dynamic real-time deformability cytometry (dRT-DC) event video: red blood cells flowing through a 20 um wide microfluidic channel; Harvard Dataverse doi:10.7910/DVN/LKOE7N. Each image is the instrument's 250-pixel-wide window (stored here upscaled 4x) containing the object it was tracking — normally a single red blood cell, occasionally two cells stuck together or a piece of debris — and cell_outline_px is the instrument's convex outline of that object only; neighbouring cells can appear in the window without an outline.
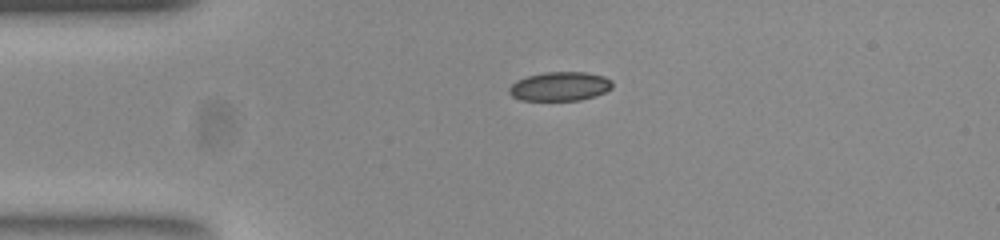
{"species": "common noctule bat (a hibernating species)", "species_latin": "Nyctalus noctula", "temperature_condition": "room temperature", "stored_images_in_passage": 42, "camera_frame_rate_fps": 3000, "um_per_image_px": 0.085, "animal": {"sex": "female", "body_mass_g": 23.0, "forearm_length_mm": 53.4}, "frame": {"image": 1, "passage_image": 1, "time_ms": 0.0, "image_size_px": [1000, 240], "cell_outline_px": [[612, 88], [596, 96], [580, 100], [520, 100], [512, 96], [508, 92], [508, 88], [516, 80], [528, 76], [544, 72], [584, 72], [604, 76], [612, 80]], "centroid_in_image_um": [47.59, 7.34], "position_along_channel_um": 37.4, "area_um2": 17.51}}
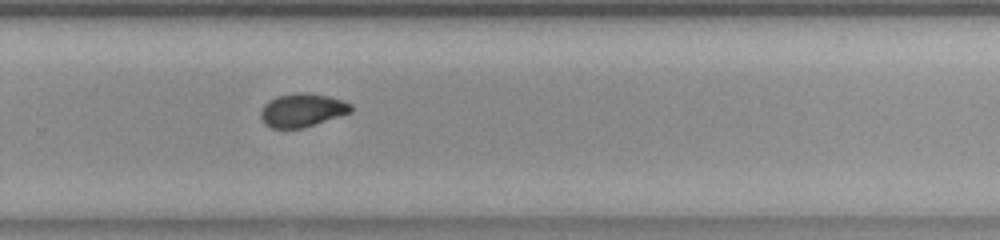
{"frame": {"image": 2, "passage_image": 24, "time_ms": 7.667, "image_size_px": [1000, 240], "cell_outline_px": [[352, 112], [304, 128], [272, 128], [264, 124], [260, 116], [260, 112], [264, 104], [268, 100], [276, 96], [300, 92], [308, 92], [328, 96], [352, 104]], "centroid_in_image_um": [25.67, 9.36], "position_along_channel_um": 304.1, "area_um2": 17.69}}
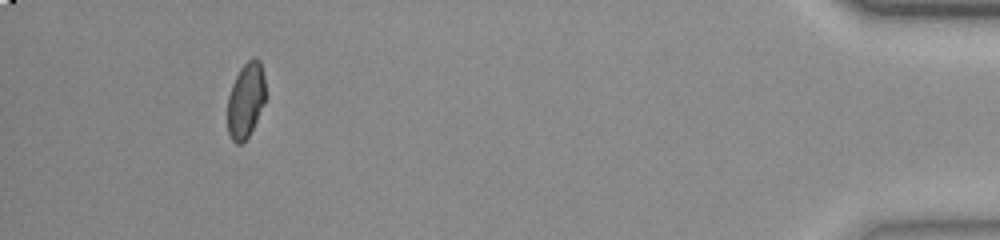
{"frame": {"image": 3, "passage_image": 38, "time_ms": 12.333, "image_size_px": [1000, 240], "cell_outline_px": [[264, 100], [256, 120], [248, 136], [240, 144], [236, 144], [232, 140], [228, 132], [228, 96], [232, 84], [240, 68], [248, 60], [260, 60], [264, 76]], "centroid_in_image_um": [20.86, 8.53], "position_along_channel_um": 414.3, "area_um2": 16.18}, "authors_computed_cell_mechanics": {"area_um2": 17.8024, "velocity_mm_per_s": 3.8703, "shape_relaxation_time_tau1_ms": 5.034, "shape_relaxation_time_tau2_ms": 2.176, "deformation_change_tau1": 0.1193, "deformation_change_tau2": 0.0596}}